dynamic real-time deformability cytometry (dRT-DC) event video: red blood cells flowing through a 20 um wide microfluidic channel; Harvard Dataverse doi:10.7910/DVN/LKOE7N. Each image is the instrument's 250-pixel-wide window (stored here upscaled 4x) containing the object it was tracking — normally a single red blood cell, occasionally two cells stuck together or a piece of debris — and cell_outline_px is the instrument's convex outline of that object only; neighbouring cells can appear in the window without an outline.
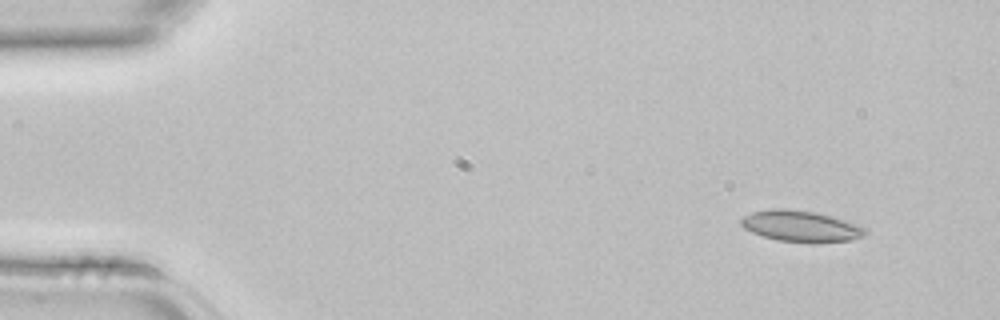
{"species": "common noctule bat (a hibernating species)", "species_latin": "Nyctalus noctula", "temperature_condition": "room temperature", "stored_images_in_passage": 4, "segment_of_instrument_passage": [1, 2], "camera_frame_rate_fps": 3000, "um_per_image_px": 0.085, "animal": {"sex": "female", "body_mass_g": 22.7, "forearm_length_mm": 54.2}, "frame": {"image": 1, "passage_image": 1, "time_ms": 0.0, "image_size_px": [1000, 320], "cell_outline_px": [[868, 232], [864, 236], [852, 240], [780, 240], [764, 236], [752, 232], [744, 228], [740, 224], [740, 220], [744, 216], [752, 212], [772, 208], [784, 208], [816, 212], [844, 220], [856, 224], [864, 228]], "centroid_in_image_um": [68.02, 19.17], "position_along_channel_um": 17.0, "area_um2": 21.62}}
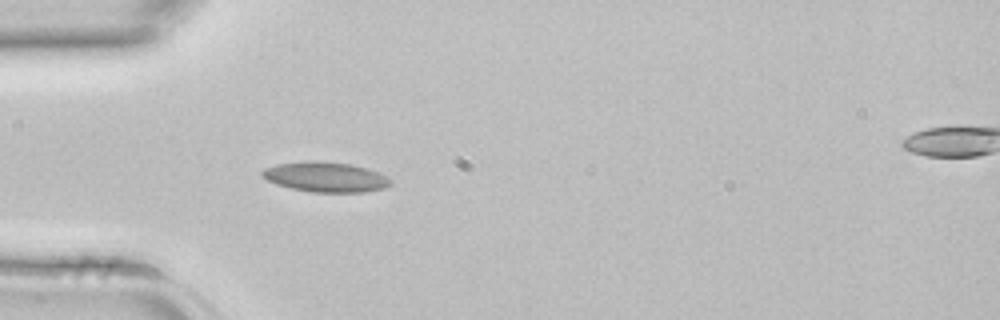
{"frame": {"image": 2, "passage_image": 3, "time_ms": 0.667, "image_size_px": [1000, 320], "cell_outline_px": [[392, 184], [384, 188], [364, 192], [312, 192], [292, 188], [276, 184], [260, 176], [260, 172], [264, 168], [276, 164], [304, 160], [320, 160], [352, 164], [368, 168], [392, 180]], "centroid_in_image_um": [27.64, 15.02], "position_along_channel_um": 57.4, "area_um2": 22.72}}